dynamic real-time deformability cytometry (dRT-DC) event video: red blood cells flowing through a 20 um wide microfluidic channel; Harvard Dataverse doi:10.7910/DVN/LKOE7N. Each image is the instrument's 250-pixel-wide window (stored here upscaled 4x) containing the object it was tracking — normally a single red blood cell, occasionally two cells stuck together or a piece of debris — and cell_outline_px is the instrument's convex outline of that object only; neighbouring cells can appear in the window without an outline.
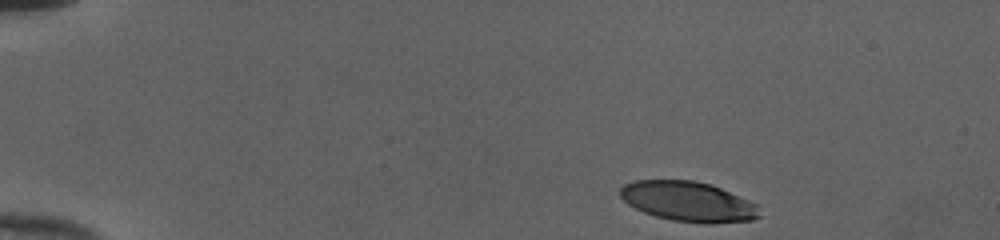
{"species": "human", "species_latin": "Homo sapiens", "temperature_condition": "cold", "stored_images_in_passage": 45, "camera_frame_rate_fps": 3000, "um_per_image_px": 0.085, "donor": {"sex": "female"}, "frame": {"image": 1, "passage_image": 1, "time_ms": 0.0, "image_size_px": [1000, 240], "cell_outline_px": [[760, 216], [752, 220], [708, 224], [672, 220], [656, 216], [644, 212], [628, 204], [620, 196], [620, 188], [624, 184], [632, 180], [692, 180], [712, 184], [748, 200], [756, 204]], "centroid_in_image_um": [58.48, 17.12], "position_along_channel_um": 26.5, "area_um2": 32.37}}
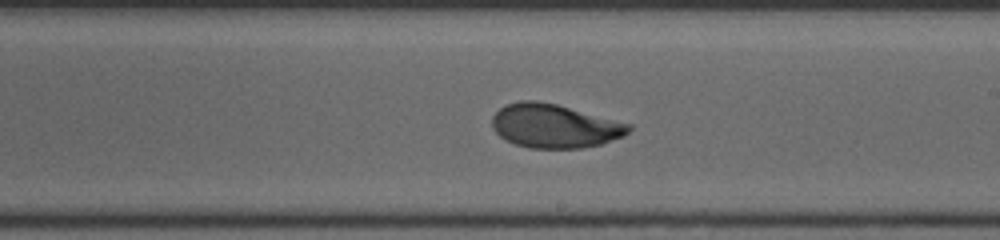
{"frame": {"image": 2, "passage_image": 25, "time_ms": 8.0, "image_size_px": [1000, 240], "cell_outline_px": [[632, 128], [624, 136], [600, 144], [580, 148], [528, 148], [504, 140], [492, 128], [492, 116], [504, 104], [520, 100], [536, 100], [556, 104], [632, 124]], "centroid_in_image_um": [47.11, 10.7], "position_along_channel_um": 241.9, "area_um2": 34.97}}
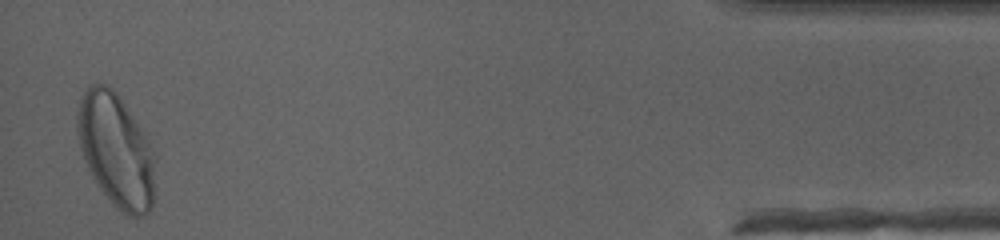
{"frame": {"image": 3, "passage_image": 44, "time_ms": 14.333, "image_size_px": [1000, 240], "cell_outline_px": [[152, 208], [144, 216], [128, 216], [120, 212], [112, 204], [100, 188], [92, 176], [84, 160], [80, 148], [76, 128], [76, 112], [80, 100], [88, 84], [108, 84], [120, 96], [144, 136], [152, 152]], "centroid_in_image_um": [9.79, 12.76], "position_along_channel_um": 425.4, "area_um2": 50.52}, "authors_computed_cell_mechanics": {"area_um2": 34.969, "velocity_mm_per_s": 3.9992, "shape_relaxation_time_tau1_ms": 3.8896, "shape_relaxation_time_tau2_ms": 1.432, "deformation_change_tau1": 0.1899, "deformation_change_tau2": 0.058}}